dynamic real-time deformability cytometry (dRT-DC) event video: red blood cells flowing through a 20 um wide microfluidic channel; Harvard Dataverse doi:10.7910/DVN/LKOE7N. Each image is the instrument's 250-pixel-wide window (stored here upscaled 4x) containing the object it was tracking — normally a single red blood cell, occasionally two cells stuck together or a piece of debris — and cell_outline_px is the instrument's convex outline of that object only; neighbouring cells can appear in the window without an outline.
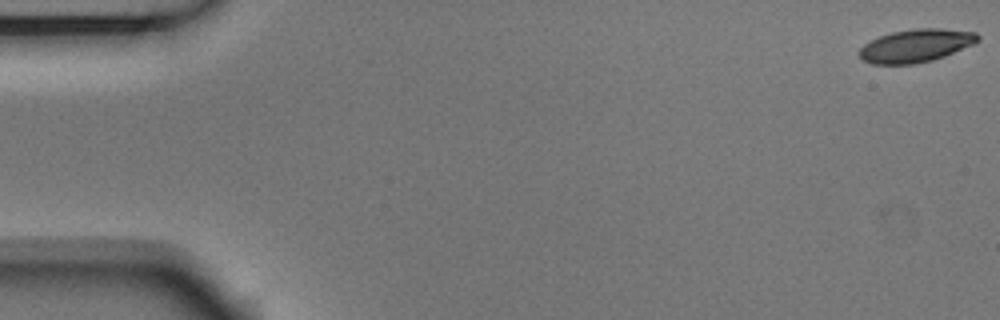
{"species": "Egyptian fruit bat (a non-hibernating species)", "species_latin": "Rousettus aegyptiacus", "temperature_condition": "room temperature", "stored_images_in_passage": 8, "camera_frame_rate_fps": 3000, "um_per_image_px": 0.085, "animal": {"sex": "male"}, "frame": {"image": 1, "passage_image": 1, "time_ms": 0.0, "image_size_px": [1000, 320], "cell_outline_px": [[980, 40], [972, 44], [944, 56], [932, 60], [916, 64], [872, 64], [864, 60], [860, 56], [860, 48], [864, 44], [880, 36], [892, 32], [916, 28], [944, 28], [976, 32], [980, 36]], "centroid_in_image_um": [77.87, 3.87], "position_along_channel_um": 7.1, "area_um2": 22.66}}